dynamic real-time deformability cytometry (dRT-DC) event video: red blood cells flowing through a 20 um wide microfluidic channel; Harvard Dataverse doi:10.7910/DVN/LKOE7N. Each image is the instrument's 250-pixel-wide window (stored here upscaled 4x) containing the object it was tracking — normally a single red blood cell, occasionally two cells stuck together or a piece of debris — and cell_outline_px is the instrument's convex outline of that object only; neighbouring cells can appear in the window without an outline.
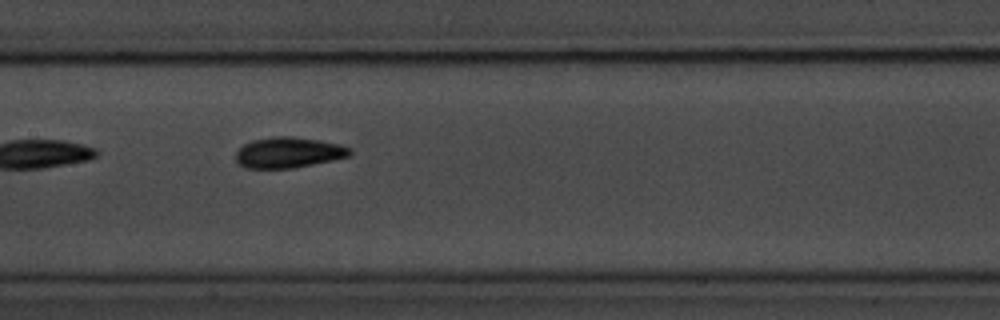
{"species": "common noctule bat (a hibernating species)", "species_latin": "Nyctalus noctula", "temperature_condition": "room temperature", "stored_images_in_passage": 15, "camera_frame_rate_fps": 3000, "um_per_image_px": 0.085, "animal": {"sex": "male", "body_mass_g": 20.1, "forearm_length_mm": 53.5}, "frame": {"image": 1, "passage_image": 8, "time_ms": 9.0, "image_size_px": [1000, 320], "cell_outline_px": [[352, 152], [348, 156], [332, 160], [292, 168], [244, 168], [236, 160], [236, 152], [244, 144], [252, 140], [276, 136], [292, 136], [320, 140], [340, 144], [352, 148]], "centroid_in_image_um": [24.53, 12.95], "position_along_channel_um": 182.9, "area_um2": 20.35}, "authors_computed_cell_mechanics": {"area_um2": 19.3052, "velocity_mm_per_s": 3.4955, "shape_relaxation_time_tau1_ms": 2.0076, "shape_relaxation_time_tau2_ms": 2.0719, "deformation_change_tau1": 0.1595, "deformation_change_tau2": 0.0807}}